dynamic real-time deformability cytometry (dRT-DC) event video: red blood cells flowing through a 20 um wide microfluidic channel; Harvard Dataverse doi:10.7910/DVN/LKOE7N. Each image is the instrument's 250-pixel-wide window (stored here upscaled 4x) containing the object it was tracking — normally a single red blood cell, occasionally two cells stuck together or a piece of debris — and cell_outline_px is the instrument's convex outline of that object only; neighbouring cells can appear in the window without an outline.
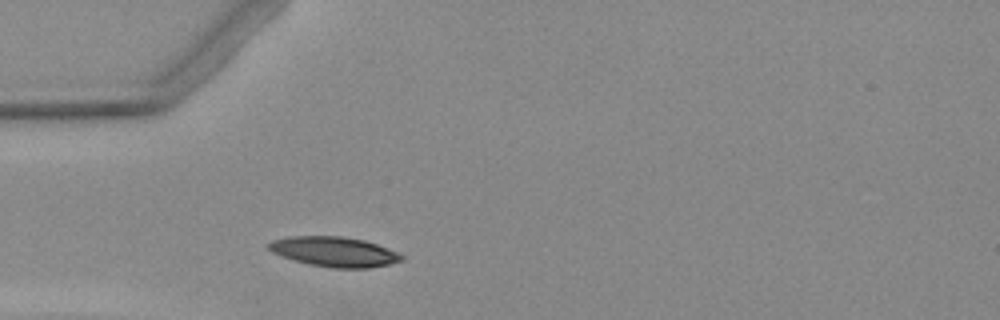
{"species": "Egyptian fruit bat (a non-hibernating species)", "species_latin": "Rousettus aegyptiacus", "temperature_condition": "warm", "stored_images_in_passage": 1, "camera_frame_rate_fps": 3000, "um_per_image_px": 0.085, "animal": {"sex": "female"}, "frame": {"image": 1, "passage_image": 1, "time_ms": 0.0, "image_size_px": [1000, 320], "cell_outline_px": [[404, 260], [388, 264], [368, 268], [332, 268], [308, 264], [292, 260], [280, 256], [272, 252], [268, 248], [268, 244], [272, 240], [292, 236], [344, 236], [364, 240], [376, 244], [396, 252], [404, 256]], "centroid_in_image_um": [28.39, 21.4], "position_along_channel_um": 56.6, "area_um2": 23.18}}